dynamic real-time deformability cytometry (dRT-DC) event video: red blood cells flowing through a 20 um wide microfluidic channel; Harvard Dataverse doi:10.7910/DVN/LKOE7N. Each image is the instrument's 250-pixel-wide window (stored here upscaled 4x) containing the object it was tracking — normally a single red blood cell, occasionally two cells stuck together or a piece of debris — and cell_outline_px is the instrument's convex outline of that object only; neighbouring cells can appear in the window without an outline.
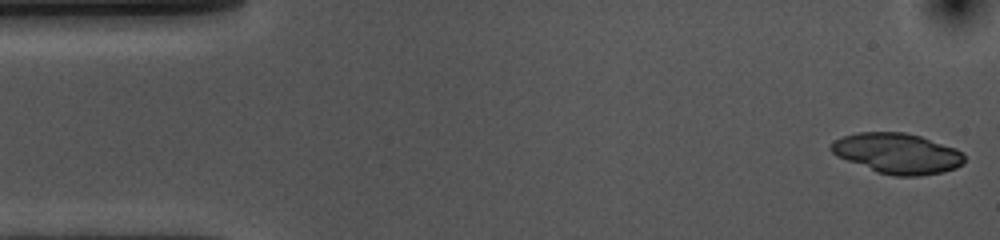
{"species": "common noctule bat (a hibernating species)", "species_latin": "Nyctalus noctula", "temperature_condition": "cold", "stored_images_in_passage": 27, "camera_frame_rate_fps": 3000, "um_per_image_px": 0.085, "animal": {"sex": "female", "body_mass_g": 10.0, "forearm_length_mm": 53.1}, "frame": {"image": 1, "passage_image": 1, "time_ms": 0.0, "image_size_px": [1000, 240], "cell_outline_px": [[964, 164], [956, 168], [944, 172], [920, 176], [896, 176], [876, 172], [836, 156], [828, 148], [836, 140], [844, 136], [856, 132], [904, 132], [920, 136], [956, 148], [964, 152]], "centroid_in_image_um": [76.3, 13.04], "position_along_channel_um": 8.7, "area_um2": 31.56}}
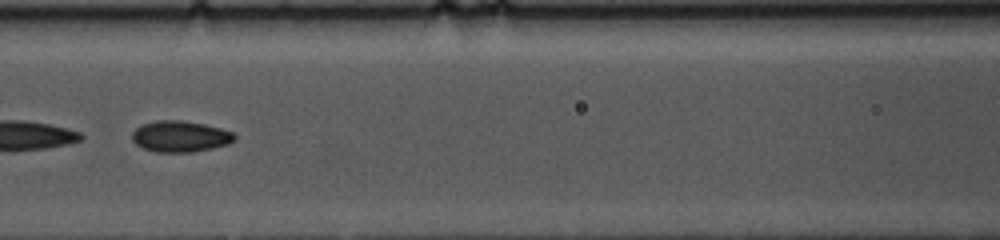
{"frame": {"image": 2, "passage_image": 22, "time_ms": 7.0, "image_size_px": [1000, 240], "cell_outline_px": [[236, 140], [228, 144], [212, 148], [192, 152], [156, 152], [144, 148], [136, 144], [132, 140], [132, 132], [140, 124], [156, 120], [180, 120], [204, 124], [220, 128], [232, 132], [236, 136]], "centroid_in_image_um": [15.31, 11.59], "position_along_channel_um": 151.3, "area_um2": 18.67}}